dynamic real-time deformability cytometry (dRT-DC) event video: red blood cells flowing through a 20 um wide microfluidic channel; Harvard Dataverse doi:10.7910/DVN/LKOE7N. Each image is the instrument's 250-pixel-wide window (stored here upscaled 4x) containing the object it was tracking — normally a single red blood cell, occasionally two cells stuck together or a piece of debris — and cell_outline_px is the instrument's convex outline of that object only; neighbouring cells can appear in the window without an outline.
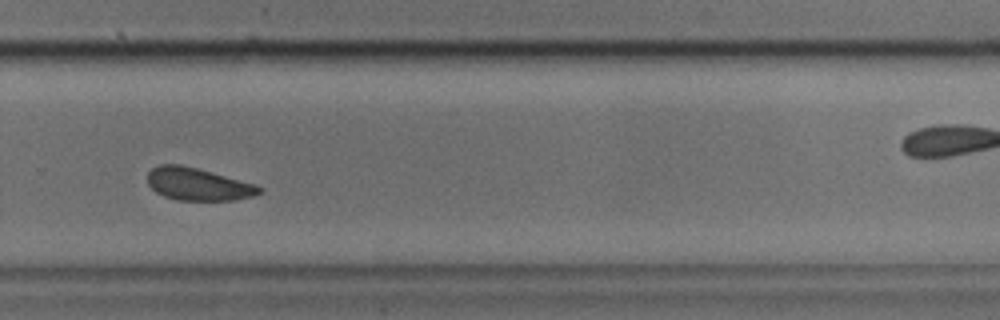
{"species": "common noctule bat (a hibernating species)", "species_latin": "Nyctalus noctula", "temperature_condition": "cold", "stored_images_in_passage": 38, "camera_frame_rate_fps": 3000, "um_per_image_px": 0.085, "animal": {"sex": "male", "body_mass_g": 17.9, "forearm_length_mm": 54.2}, "frame": {"image": 1, "passage_image": 27, "time_ms": 8.667, "image_size_px": [1000, 320], "cell_outline_px": [[264, 188], [260, 192], [252, 196], [236, 200], [176, 200], [164, 196], [156, 192], [148, 184], [148, 172], [152, 168], [160, 164], [180, 164], [212, 172], [256, 184]], "centroid_in_image_um": [16.83, 15.65], "position_along_channel_um": 313.0, "area_um2": 21.15}}